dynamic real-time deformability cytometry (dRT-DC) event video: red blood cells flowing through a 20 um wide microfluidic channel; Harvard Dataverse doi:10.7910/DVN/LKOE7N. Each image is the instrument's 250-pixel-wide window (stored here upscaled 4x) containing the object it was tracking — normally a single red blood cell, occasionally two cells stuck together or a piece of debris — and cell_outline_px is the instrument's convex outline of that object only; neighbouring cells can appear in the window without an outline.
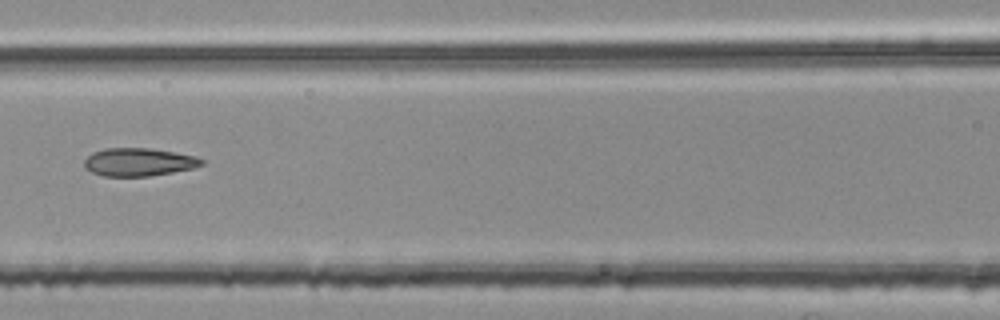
{"species": "common noctule bat (a hibernating species)", "species_latin": "Nyctalus noctula", "temperature_condition": "room temperature", "stored_images_in_passage": 4, "camera_frame_rate_fps": 3000, "um_per_image_px": 0.085, "animal": {"sex": "female", "body_mass_g": 25.1}, "frame": {"image": 1, "passage_image": 4, "time_ms": 1.0, "image_size_px": [1000, 320], "cell_outline_px": [[204, 164], [192, 168], [172, 172], [148, 176], [104, 176], [92, 172], [84, 168], [84, 160], [92, 152], [104, 148], [148, 148], [196, 156], [204, 160]], "centroid_in_image_um": [11.76, 13.77], "position_along_channel_um": 154.8, "area_um2": 19.07}}